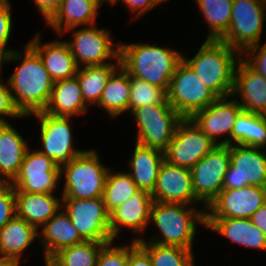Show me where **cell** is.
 <instances>
[{
    "mask_svg": "<svg viewBox=\"0 0 266 266\" xmlns=\"http://www.w3.org/2000/svg\"><path fill=\"white\" fill-rule=\"evenodd\" d=\"M23 53L14 50L0 61V67L5 62L22 61L8 83L10 90H13L11 93L17 109L24 117H29L44 111L55 82L45 69L41 57L28 44Z\"/></svg>",
    "mask_w": 266,
    "mask_h": 266,
    "instance_id": "1",
    "label": "cell"
},
{
    "mask_svg": "<svg viewBox=\"0 0 266 266\" xmlns=\"http://www.w3.org/2000/svg\"><path fill=\"white\" fill-rule=\"evenodd\" d=\"M121 66L131 77L162 88L166 93L183 54L150 44H120Z\"/></svg>",
    "mask_w": 266,
    "mask_h": 266,
    "instance_id": "2",
    "label": "cell"
},
{
    "mask_svg": "<svg viewBox=\"0 0 266 266\" xmlns=\"http://www.w3.org/2000/svg\"><path fill=\"white\" fill-rule=\"evenodd\" d=\"M240 56V52L221 40H205L192 59L183 56V60L218 97H231Z\"/></svg>",
    "mask_w": 266,
    "mask_h": 266,
    "instance_id": "3",
    "label": "cell"
},
{
    "mask_svg": "<svg viewBox=\"0 0 266 266\" xmlns=\"http://www.w3.org/2000/svg\"><path fill=\"white\" fill-rule=\"evenodd\" d=\"M150 221H154L163 237L150 242L192 250L196 224L205 226L206 214L191 205L153 201Z\"/></svg>",
    "mask_w": 266,
    "mask_h": 266,
    "instance_id": "4",
    "label": "cell"
},
{
    "mask_svg": "<svg viewBox=\"0 0 266 266\" xmlns=\"http://www.w3.org/2000/svg\"><path fill=\"white\" fill-rule=\"evenodd\" d=\"M109 169L95 150H85L60 168L61 175L65 172L62 198H102Z\"/></svg>",
    "mask_w": 266,
    "mask_h": 266,
    "instance_id": "5",
    "label": "cell"
},
{
    "mask_svg": "<svg viewBox=\"0 0 266 266\" xmlns=\"http://www.w3.org/2000/svg\"><path fill=\"white\" fill-rule=\"evenodd\" d=\"M138 127L137 144L165 151L184 119L168 100L162 104L146 105L131 111Z\"/></svg>",
    "mask_w": 266,
    "mask_h": 266,
    "instance_id": "6",
    "label": "cell"
},
{
    "mask_svg": "<svg viewBox=\"0 0 266 266\" xmlns=\"http://www.w3.org/2000/svg\"><path fill=\"white\" fill-rule=\"evenodd\" d=\"M217 98L184 60L178 64L167 91V100L176 112L191 118Z\"/></svg>",
    "mask_w": 266,
    "mask_h": 266,
    "instance_id": "7",
    "label": "cell"
},
{
    "mask_svg": "<svg viewBox=\"0 0 266 266\" xmlns=\"http://www.w3.org/2000/svg\"><path fill=\"white\" fill-rule=\"evenodd\" d=\"M231 21L222 42L243 54L259 44L266 19V0H233Z\"/></svg>",
    "mask_w": 266,
    "mask_h": 266,
    "instance_id": "8",
    "label": "cell"
},
{
    "mask_svg": "<svg viewBox=\"0 0 266 266\" xmlns=\"http://www.w3.org/2000/svg\"><path fill=\"white\" fill-rule=\"evenodd\" d=\"M64 210L84 241L110 242V213L103 198H62Z\"/></svg>",
    "mask_w": 266,
    "mask_h": 266,
    "instance_id": "9",
    "label": "cell"
},
{
    "mask_svg": "<svg viewBox=\"0 0 266 266\" xmlns=\"http://www.w3.org/2000/svg\"><path fill=\"white\" fill-rule=\"evenodd\" d=\"M264 149L240 144L230 145L231 163L224 176L223 189H240L248 185L266 188Z\"/></svg>",
    "mask_w": 266,
    "mask_h": 266,
    "instance_id": "10",
    "label": "cell"
},
{
    "mask_svg": "<svg viewBox=\"0 0 266 266\" xmlns=\"http://www.w3.org/2000/svg\"><path fill=\"white\" fill-rule=\"evenodd\" d=\"M216 146L218 145L190 118H184L178 124L172 141L164 151L165 160L171 165L191 169Z\"/></svg>",
    "mask_w": 266,
    "mask_h": 266,
    "instance_id": "11",
    "label": "cell"
},
{
    "mask_svg": "<svg viewBox=\"0 0 266 266\" xmlns=\"http://www.w3.org/2000/svg\"><path fill=\"white\" fill-rule=\"evenodd\" d=\"M230 163V145H218L190 169L195 196L206 207L223 190Z\"/></svg>",
    "mask_w": 266,
    "mask_h": 266,
    "instance_id": "12",
    "label": "cell"
},
{
    "mask_svg": "<svg viewBox=\"0 0 266 266\" xmlns=\"http://www.w3.org/2000/svg\"><path fill=\"white\" fill-rule=\"evenodd\" d=\"M94 26L95 24H92L74 31L73 40L65 41L78 67L105 65L109 63L105 60L119 58L120 45L112 42L108 30Z\"/></svg>",
    "mask_w": 266,
    "mask_h": 266,
    "instance_id": "13",
    "label": "cell"
},
{
    "mask_svg": "<svg viewBox=\"0 0 266 266\" xmlns=\"http://www.w3.org/2000/svg\"><path fill=\"white\" fill-rule=\"evenodd\" d=\"M61 177L60 167L45 154L28 148L20 171L11 182L14 192L53 193Z\"/></svg>",
    "mask_w": 266,
    "mask_h": 266,
    "instance_id": "14",
    "label": "cell"
},
{
    "mask_svg": "<svg viewBox=\"0 0 266 266\" xmlns=\"http://www.w3.org/2000/svg\"><path fill=\"white\" fill-rule=\"evenodd\" d=\"M40 121V134L44 149L38 150L51 158L60 168L85 150L73 149L70 117L54 116L45 112L33 114Z\"/></svg>",
    "mask_w": 266,
    "mask_h": 266,
    "instance_id": "15",
    "label": "cell"
},
{
    "mask_svg": "<svg viewBox=\"0 0 266 266\" xmlns=\"http://www.w3.org/2000/svg\"><path fill=\"white\" fill-rule=\"evenodd\" d=\"M266 203V188L223 189L207 207L206 218H250Z\"/></svg>",
    "mask_w": 266,
    "mask_h": 266,
    "instance_id": "16",
    "label": "cell"
},
{
    "mask_svg": "<svg viewBox=\"0 0 266 266\" xmlns=\"http://www.w3.org/2000/svg\"><path fill=\"white\" fill-rule=\"evenodd\" d=\"M228 98L229 96L218 97L190 118L217 145H231V134L235 122L238 115L243 111L235 97L230 101ZM224 133L229 134V136L217 143V136Z\"/></svg>",
    "mask_w": 266,
    "mask_h": 266,
    "instance_id": "17",
    "label": "cell"
},
{
    "mask_svg": "<svg viewBox=\"0 0 266 266\" xmlns=\"http://www.w3.org/2000/svg\"><path fill=\"white\" fill-rule=\"evenodd\" d=\"M151 195L153 201L157 202L185 205L200 202L195 196L191 170L171 165L166 160L160 167L157 182Z\"/></svg>",
    "mask_w": 266,
    "mask_h": 266,
    "instance_id": "18",
    "label": "cell"
},
{
    "mask_svg": "<svg viewBox=\"0 0 266 266\" xmlns=\"http://www.w3.org/2000/svg\"><path fill=\"white\" fill-rule=\"evenodd\" d=\"M153 197L144 189H138L131 198L110 212V231L114 240L121 227L134 233L145 231L150 221Z\"/></svg>",
    "mask_w": 266,
    "mask_h": 266,
    "instance_id": "19",
    "label": "cell"
},
{
    "mask_svg": "<svg viewBox=\"0 0 266 266\" xmlns=\"http://www.w3.org/2000/svg\"><path fill=\"white\" fill-rule=\"evenodd\" d=\"M240 94L242 109L247 112L266 115V79L254 70L245 58L238 60L232 95Z\"/></svg>",
    "mask_w": 266,
    "mask_h": 266,
    "instance_id": "20",
    "label": "cell"
},
{
    "mask_svg": "<svg viewBox=\"0 0 266 266\" xmlns=\"http://www.w3.org/2000/svg\"><path fill=\"white\" fill-rule=\"evenodd\" d=\"M39 34L28 45L41 57L45 69L54 82L76 76L78 66L65 41H53L41 45Z\"/></svg>",
    "mask_w": 266,
    "mask_h": 266,
    "instance_id": "21",
    "label": "cell"
},
{
    "mask_svg": "<svg viewBox=\"0 0 266 266\" xmlns=\"http://www.w3.org/2000/svg\"><path fill=\"white\" fill-rule=\"evenodd\" d=\"M16 216L24 219L37 230L49 221L62 207V199L53 193L15 192Z\"/></svg>",
    "mask_w": 266,
    "mask_h": 266,
    "instance_id": "22",
    "label": "cell"
},
{
    "mask_svg": "<svg viewBox=\"0 0 266 266\" xmlns=\"http://www.w3.org/2000/svg\"><path fill=\"white\" fill-rule=\"evenodd\" d=\"M98 10L97 0H61L47 24L60 36L80 25L95 24Z\"/></svg>",
    "mask_w": 266,
    "mask_h": 266,
    "instance_id": "23",
    "label": "cell"
},
{
    "mask_svg": "<svg viewBox=\"0 0 266 266\" xmlns=\"http://www.w3.org/2000/svg\"><path fill=\"white\" fill-rule=\"evenodd\" d=\"M27 145L10 123H0V182L11 183L18 175Z\"/></svg>",
    "mask_w": 266,
    "mask_h": 266,
    "instance_id": "24",
    "label": "cell"
},
{
    "mask_svg": "<svg viewBox=\"0 0 266 266\" xmlns=\"http://www.w3.org/2000/svg\"><path fill=\"white\" fill-rule=\"evenodd\" d=\"M205 227L237 244L266 250V235L250 218H206Z\"/></svg>",
    "mask_w": 266,
    "mask_h": 266,
    "instance_id": "25",
    "label": "cell"
},
{
    "mask_svg": "<svg viewBox=\"0 0 266 266\" xmlns=\"http://www.w3.org/2000/svg\"><path fill=\"white\" fill-rule=\"evenodd\" d=\"M87 107L79 81L74 76L54 83L49 101L43 112L54 116L71 117L83 115Z\"/></svg>",
    "mask_w": 266,
    "mask_h": 266,
    "instance_id": "26",
    "label": "cell"
},
{
    "mask_svg": "<svg viewBox=\"0 0 266 266\" xmlns=\"http://www.w3.org/2000/svg\"><path fill=\"white\" fill-rule=\"evenodd\" d=\"M40 232L39 238L42 237L43 240L44 258H51L63 248L84 242L64 209L47 221Z\"/></svg>",
    "mask_w": 266,
    "mask_h": 266,
    "instance_id": "27",
    "label": "cell"
},
{
    "mask_svg": "<svg viewBox=\"0 0 266 266\" xmlns=\"http://www.w3.org/2000/svg\"><path fill=\"white\" fill-rule=\"evenodd\" d=\"M164 161V151L136 143L133 156L129 160L131 171L128 173L138 189H144L148 193L153 192L160 167Z\"/></svg>",
    "mask_w": 266,
    "mask_h": 266,
    "instance_id": "28",
    "label": "cell"
},
{
    "mask_svg": "<svg viewBox=\"0 0 266 266\" xmlns=\"http://www.w3.org/2000/svg\"><path fill=\"white\" fill-rule=\"evenodd\" d=\"M38 230L18 216L12 218L0 230V258L20 261L21 254L34 240Z\"/></svg>",
    "mask_w": 266,
    "mask_h": 266,
    "instance_id": "29",
    "label": "cell"
},
{
    "mask_svg": "<svg viewBox=\"0 0 266 266\" xmlns=\"http://www.w3.org/2000/svg\"><path fill=\"white\" fill-rule=\"evenodd\" d=\"M117 70L118 71L115 70L109 77L99 103L97 104L106 110L112 118L129 111L131 92L130 75L121 65Z\"/></svg>",
    "mask_w": 266,
    "mask_h": 266,
    "instance_id": "30",
    "label": "cell"
},
{
    "mask_svg": "<svg viewBox=\"0 0 266 266\" xmlns=\"http://www.w3.org/2000/svg\"><path fill=\"white\" fill-rule=\"evenodd\" d=\"M121 65L120 57L114 63L78 67L76 77L87 105L98 104L111 74Z\"/></svg>",
    "mask_w": 266,
    "mask_h": 266,
    "instance_id": "31",
    "label": "cell"
},
{
    "mask_svg": "<svg viewBox=\"0 0 266 266\" xmlns=\"http://www.w3.org/2000/svg\"><path fill=\"white\" fill-rule=\"evenodd\" d=\"M209 24L206 40H221L230 26L233 0H196Z\"/></svg>",
    "mask_w": 266,
    "mask_h": 266,
    "instance_id": "32",
    "label": "cell"
},
{
    "mask_svg": "<svg viewBox=\"0 0 266 266\" xmlns=\"http://www.w3.org/2000/svg\"><path fill=\"white\" fill-rule=\"evenodd\" d=\"M137 244L149 255L153 266H194L192 250L170 245L145 242L136 238Z\"/></svg>",
    "mask_w": 266,
    "mask_h": 266,
    "instance_id": "33",
    "label": "cell"
},
{
    "mask_svg": "<svg viewBox=\"0 0 266 266\" xmlns=\"http://www.w3.org/2000/svg\"><path fill=\"white\" fill-rule=\"evenodd\" d=\"M137 190L138 187L128 171L115 174L109 169L102 196L106 210L110 213L131 198Z\"/></svg>",
    "mask_w": 266,
    "mask_h": 266,
    "instance_id": "34",
    "label": "cell"
},
{
    "mask_svg": "<svg viewBox=\"0 0 266 266\" xmlns=\"http://www.w3.org/2000/svg\"><path fill=\"white\" fill-rule=\"evenodd\" d=\"M106 243L84 241L61 249L51 259L59 266H96L101 248Z\"/></svg>",
    "mask_w": 266,
    "mask_h": 266,
    "instance_id": "35",
    "label": "cell"
},
{
    "mask_svg": "<svg viewBox=\"0 0 266 266\" xmlns=\"http://www.w3.org/2000/svg\"><path fill=\"white\" fill-rule=\"evenodd\" d=\"M129 111L146 105L162 104L167 99V93L157 86L130 76Z\"/></svg>",
    "mask_w": 266,
    "mask_h": 266,
    "instance_id": "36",
    "label": "cell"
},
{
    "mask_svg": "<svg viewBox=\"0 0 266 266\" xmlns=\"http://www.w3.org/2000/svg\"><path fill=\"white\" fill-rule=\"evenodd\" d=\"M113 241L106 243L98 255L96 266H127L129 245L112 247Z\"/></svg>",
    "mask_w": 266,
    "mask_h": 266,
    "instance_id": "37",
    "label": "cell"
},
{
    "mask_svg": "<svg viewBox=\"0 0 266 266\" xmlns=\"http://www.w3.org/2000/svg\"><path fill=\"white\" fill-rule=\"evenodd\" d=\"M16 216V200L11 183L0 182V230Z\"/></svg>",
    "mask_w": 266,
    "mask_h": 266,
    "instance_id": "38",
    "label": "cell"
},
{
    "mask_svg": "<svg viewBox=\"0 0 266 266\" xmlns=\"http://www.w3.org/2000/svg\"><path fill=\"white\" fill-rule=\"evenodd\" d=\"M11 6L8 0H0V61L14 50L6 49L12 30Z\"/></svg>",
    "mask_w": 266,
    "mask_h": 266,
    "instance_id": "39",
    "label": "cell"
},
{
    "mask_svg": "<svg viewBox=\"0 0 266 266\" xmlns=\"http://www.w3.org/2000/svg\"><path fill=\"white\" fill-rule=\"evenodd\" d=\"M0 67V74H1ZM12 91L10 90L9 83L6 84L0 81V123H8L7 120L3 117V115L11 117V118H22L24 117L20 111L17 109L13 97ZM2 116V117H1Z\"/></svg>",
    "mask_w": 266,
    "mask_h": 266,
    "instance_id": "40",
    "label": "cell"
},
{
    "mask_svg": "<svg viewBox=\"0 0 266 266\" xmlns=\"http://www.w3.org/2000/svg\"><path fill=\"white\" fill-rule=\"evenodd\" d=\"M249 146L266 147V115L251 113Z\"/></svg>",
    "mask_w": 266,
    "mask_h": 266,
    "instance_id": "41",
    "label": "cell"
},
{
    "mask_svg": "<svg viewBox=\"0 0 266 266\" xmlns=\"http://www.w3.org/2000/svg\"><path fill=\"white\" fill-rule=\"evenodd\" d=\"M251 124V112L242 111L235 122L232 134L231 145L240 144L249 146V129Z\"/></svg>",
    "mask_w": 266,
    "mask_h": 266,
    "instance_id": "42",
    "label": "cell"
},
{
    "mask_svg": "<svg viewBox=\"0 0 266 266\" xmlns=\"http://www.w3.org/2000/svg\"><path fill=\"white\" fill-rule=\"evenodd\" d=\"M249 47L246 53V62L266 79V42Z\"/></svg>",
    "mask_w": 266,
    "mask_h": 266,
    "instance_id": "43",
    "label": "cell"
},
{
    "mask_svg": "<svg viewBox=\"0 0 266 266\" xmlns=\"http://www.w3.org/2000/svg\"><path fill=\"white\" fill-rule=\"evenodd\" d=\"M127 266H153L149 255L137 244L135 239L129 246Z\"/></svg>",
    "mask_w": 266,
    "mask_h": 266,
    "instance_id": "44",
    "label": "cell"
},
{
    "mask_svg": "<svg viewBox=\"0 0 266 266\" xmlns=\"http://www.w3.org/2000/svg\"><path fill=\"white\" fill-rule=\"evenodd\" d=\"M131 11H137L135 15L136 18L145 14L147 11L151 10L156 5L162 3L161 0H121Z\"/></svg>",
    "mask_w": 266,
    "mask_h": 266,
    "instance_id": "45",
    "label": "cell"
},
{
    "mask_svg": "<svg viewBox=\"0 0 266 266\" xmlns=\"http://www.w3.org/2000/svg\"><path fill=\"white\" fill-rule=\"evenodd\" d=\"M34 2L38 6L45 21H48L58 10L61 0H34Z\"/></svg>",
    "mask_w": 266,
    "mask_h": 266,
    "instance_id": "46",
    "label": "cell"
},
{
    "mask_svg": "<svg viewBox=\"0 0 266 266\" xmlns=\"http://www.w3.org/2000/svg\"><path fill=\"white\" fill-rule=\"evenodd\" d=\"M251 222L266 235V203L250 217Z\"/></svg>",
    "mask_w": 266,
    "mask_h": 266,
    "instance_id": "47",
    "label": "cell"
},
{
    "mask_svg": "<svg viewBox=\"0 0 266 266\" xmlns=\"http://www.w3.org/2000/svg\"><path fill=\"white\" fill-rule=\"evenodd\" d=\"M20 261L15 259L0 258V266H19Z\"/></svg>",
    "mask_w": 266,
    "mask_h": 266,
    "instance_id": "48",
    "label": "cell"
},
{
    "mask_svg": "<svg viewBox=\"0 0 266 266\" xmlns=\"http://www.w3.org/2000/svg\"><path fill=\"white\" fill-rule=\"evenodd\" d=\"M44 261L46 266H59L51 258H45Z\"/></svg>",
    "mask_w": 266,
    "mask_h": 266,
    "instance_id": "49",
    "label": "cell"
},
{
    "mask_svg": "<svg viewBox=\"0 0 266 266\" xmlns=\"http://www.w3.org/2000/svg\"><path fill=\"white\" fill-rule=\"evenodd\" d=\"M119 0H97L98 5H102L104 2H110L111 5L117 3Z\"/></svg>",
    "mask_w": 266,
    "mask_h": 266,
    "instance_id": "50",
    "label": "cell"
}]
</instances>
